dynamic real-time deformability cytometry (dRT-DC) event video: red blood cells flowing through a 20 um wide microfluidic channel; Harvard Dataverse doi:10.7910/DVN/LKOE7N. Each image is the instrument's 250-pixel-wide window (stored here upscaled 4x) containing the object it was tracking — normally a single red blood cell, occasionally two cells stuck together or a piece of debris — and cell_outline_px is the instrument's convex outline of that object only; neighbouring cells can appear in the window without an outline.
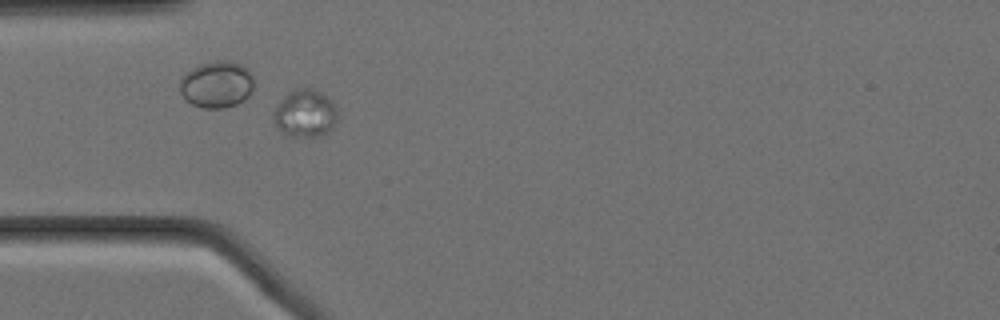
{"species": "Egyptian fruit bat (a non-hibernating species)", "species_latin": "Rousettus aegyptiacus", "temperature_condition": "cold", "stored_images_in_passage": 44, "camera_frame_rate_fps": 3000, "um_per_image_px": 0.085, "animal": {"sex": "female"}, "frame": {"image": 1, "passage_image": 2, "time_ms": 0.333, "image_size_px": [1000, 320], "cell_outline_px": [[336, 120], [332, 128], [328, 132], [320, 136], [288, 136], [272, 120], [272, 116], [280, 100], [288, 92], [296, 88], [312, 88], [328, 96], [336, 104]], "centroid_in_image_um": [25.95, 9.61], "position_along_channel_um": 59.1, "area_um2": 17.74}}
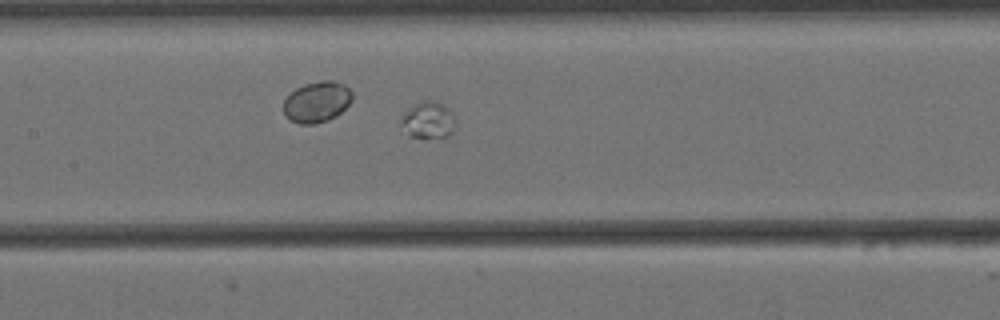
{"frame": {"image": 2, "passage_image": 12, "time_ms": 3.667, "image_size_px": [1000, 320], "cell_outline_px": [[456, 124], [452, 132], [448, 136], [408, 136], [400, 124], [400, 116], [412, 104], [424, 100], [436, 100], [448, 108], [452, 112], [456, 120]], "centroid_in_image_um": [36.38, 10.16], "position_along_channel_um": 171.0, "area_um2": 11.79}}
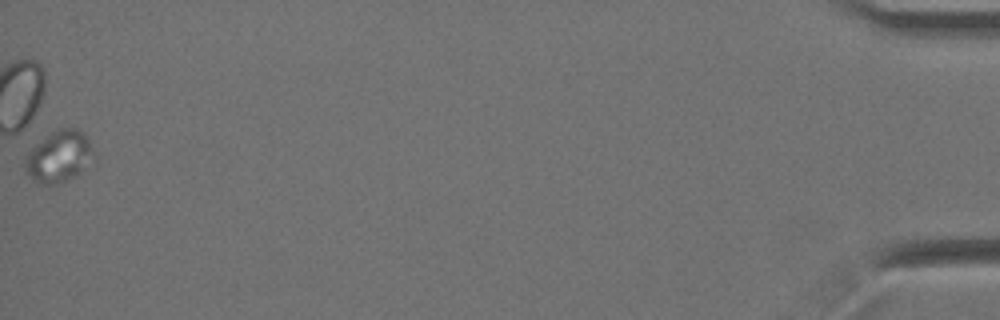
{"frame": {"image": 3, "passage_image": 44, "time_ms": 14.333, "image_size_px": [1000, 320], "cell_outline_px": [[88, 156], [80, 168], [72, 176], [64, 180], [52, 184], [44, 184], [32, 180], [24, 168], [24, 160], [28, 152], [36, 144], [52, 132], [60, 128], [76, 128], [84, 132], [88, 140]], "centroid_in_image_um": [4.86, 13.27], "position_along_channel_um": 430.3, "area_um2": 19.07}}